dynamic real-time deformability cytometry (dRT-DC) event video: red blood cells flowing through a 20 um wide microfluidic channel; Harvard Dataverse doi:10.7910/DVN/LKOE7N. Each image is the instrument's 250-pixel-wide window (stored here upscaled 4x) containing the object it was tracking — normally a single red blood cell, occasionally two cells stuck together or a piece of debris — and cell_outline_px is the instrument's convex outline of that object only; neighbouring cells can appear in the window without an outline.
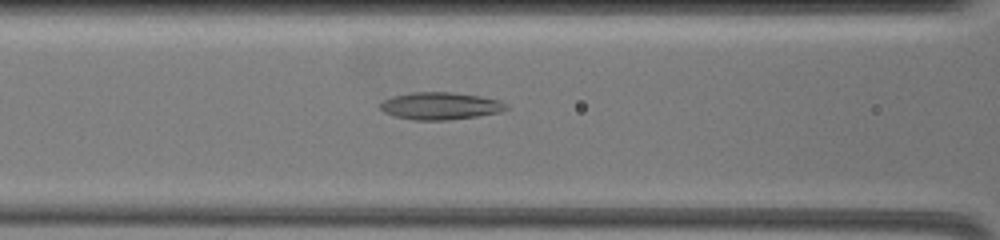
{"species": "common noctule bat (a hibernating species)", "species_latin": "Nyctalus noctula", "temperature_condition": "warm", "stored_images_in_passage": 21, "camera_frame_rate_fps": 3000, "um_per_image_px": 0.085, "animal": {"sex": "female", "body_mass_g": 19.5, "forearm_length_mm": 54.1}, "frame": {"image": 1, "passage_image": 21, "time_ms": 10.667, "image_size_px": [1000, 240], "cell_outline_px": [[508, 108], [500, 112], [476, 116], [448, 120], [412, 120], [396, 116], [384, 112], [380, 108], [380, 104], [384, 100], [392, 96], [412, 92], [452, 92], [480, 96], [500, 100]], "centroid_in_image_um": [37.41, 9.0], "position_along_channel_um": 129.2, "area_um2": 19.94}}